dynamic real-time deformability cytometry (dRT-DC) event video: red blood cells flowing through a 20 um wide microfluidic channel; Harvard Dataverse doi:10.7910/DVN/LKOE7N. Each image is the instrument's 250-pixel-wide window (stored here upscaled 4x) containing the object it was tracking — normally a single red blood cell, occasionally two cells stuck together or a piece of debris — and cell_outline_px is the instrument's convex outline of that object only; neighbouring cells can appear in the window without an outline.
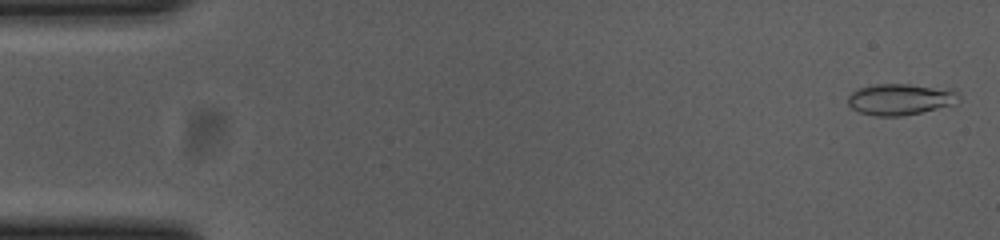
{"species": "common noctule bat (a hibernating species)", "species_latin": "Nyctalus noctula", "temperature_condition": "cold", "stored_images_in_passage": 55, "camera_frame_rate_fps": 3000, "um_per_image_px": 0.085, "animal": {"sex": "female", "body_mass_g": 23.0, "forearm_length_mm": 53.4}, "frame": {"image": 1, "passage_image": 2, "time_ms": 0.333, "image_size_px": [1000, 240], "cell_outline_px": [[960, 100], [936, 108], [920, 112], [900, 116], [876, 116], [860, 112], [852, 108], [848, 104], [848, 96], [852, 92], [860, 88], [876, 84], [908, 84], [952, 88], [960, 92]], "centroid_in_image_um": [76.54, 8.42], "position_along_channel_um": 8.5, "area_um2": 20.11}}
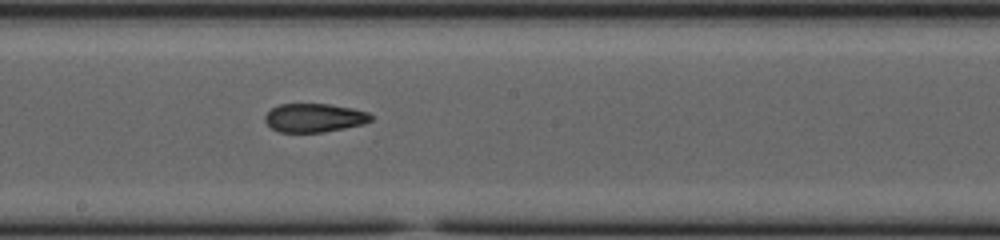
{"frame": {"image": 2, "passage_image": 30, "time_ms": 9.667, "image_size_px": [1000, 240], "cell_outline_px": [[372, 120], [364, 124], [324, 132], [280, 132], [272, 128], [264, 120], [264, 116], [272, 108], [280, 104], [328, 104], [352, 108], [368, 112], [372, 116]], "centroid_in_image_um": [26.72, 10.01], "position_along_channel_um": 221.5, "area_um2": 17.63}}
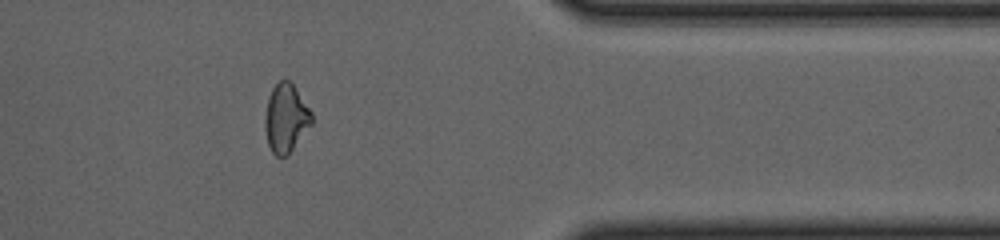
{"frame": {"image": 3, "passage_image": 45, "time_ms": 14.667, "image_size_px": [1000, 240], "cell_outline_px": [[312, 124], [288, 156], [276, 156], [272, 152], [268, 144], [264, 128], [264, 120], [268, 96], [272, 88], [280, 80], [288, 80], [292, 84], [312, 112]], "centroid_in_image_um": [24.29, 10.07], "position_along_channel_um": 387.1, "area_um2": 18.67}, "authors_computed_cell_mechanics": {"area_um2": 18.496, "velocity_mm_per_s": 3.7025, "shape_relaxation_time_tau1_ms": null, "shape_relaxation_time_tau2_ms": 4.0173, "deformation_change_tau1": null, "deformation_change_tau2": 0.1175}}